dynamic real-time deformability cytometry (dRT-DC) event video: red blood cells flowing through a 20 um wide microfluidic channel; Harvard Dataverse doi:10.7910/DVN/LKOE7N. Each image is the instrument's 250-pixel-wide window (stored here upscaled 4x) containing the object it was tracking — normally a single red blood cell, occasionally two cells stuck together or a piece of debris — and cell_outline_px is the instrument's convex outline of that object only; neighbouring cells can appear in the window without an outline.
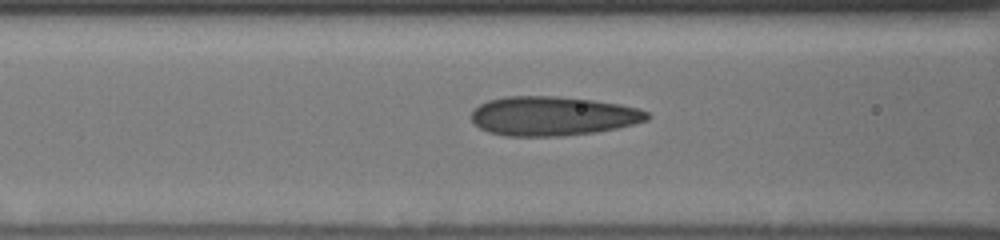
{"species": "human", "species_latin": "Homo sapiens", "temperature_condition": "cold", "stored_images_in_passage": 29, "camera_frame_rate_fps": 3000, "um_per_image_px": 0.085, "donor": {"sex": "male"}, "frame": {"image": 1, "passage_image": 5, "time_ms": 1.333, "image_size_px": [1000, 240], "cell_outline_px": [[652, 116], [648, 120], [616, 128], [596, 132], [564, 136], [508, 136], [488, 132], [480, 128], [472, 120], [472, 112], [480, 104], [488, 100], [504, 96], [560, 96], [592, 100], [620, 104], [640, 108], [648, 112]], "centroid_in_image_um": [47.01, 9.86], "position_along_channel_um": 119.6, "area_um2": 40.34}}
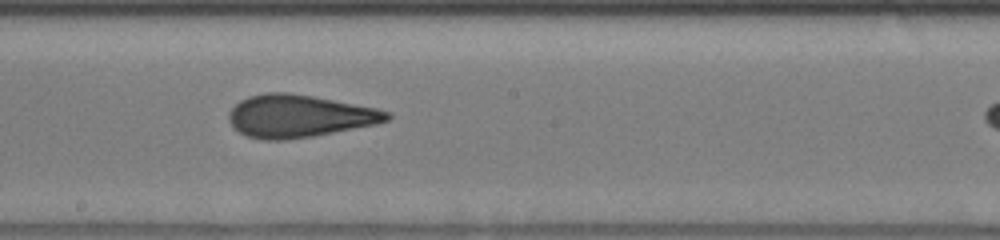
{"frame": {"image": 2, "passage_image": 13, "time_ms": 4.0, "image_size_px": [1000, 240], "cell_outline_px": [[392, 116], [388, 120], [376, 124], [312, 136], [284, 140], [264, 140], [244, 136], [232, 128], [228, 120], [228, 112], [240, 100], [248, 96], [264, 92], [288, 92], [312, 96], [376, 108], [392, 112]], "centroid_in_image_um": [25.37, 9.87], "position_along_channel_um": 222.8, "area_um2": 39.36}}
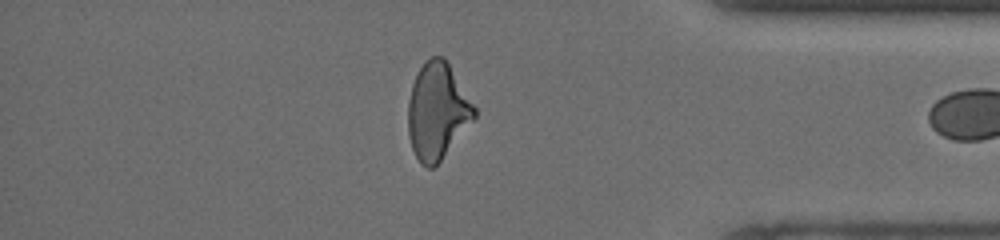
{"frame": {"image": 3, "passage_image": 28, "time_ms": 9.0, "image_size_px": [1000, 240], "cell_outline_px": [[476, 116], [440, 160], [432, 168], [428, 168], [420, 164], [412, 148], [408, 136], [408, 100], [412, 84], [420, 68], [432, 56], [444, 56], [476, 108]], "centroid_in_image_um": [37.15, 9.44], "position_along_channel_um": 398.0, "area_um2": 36.7}}